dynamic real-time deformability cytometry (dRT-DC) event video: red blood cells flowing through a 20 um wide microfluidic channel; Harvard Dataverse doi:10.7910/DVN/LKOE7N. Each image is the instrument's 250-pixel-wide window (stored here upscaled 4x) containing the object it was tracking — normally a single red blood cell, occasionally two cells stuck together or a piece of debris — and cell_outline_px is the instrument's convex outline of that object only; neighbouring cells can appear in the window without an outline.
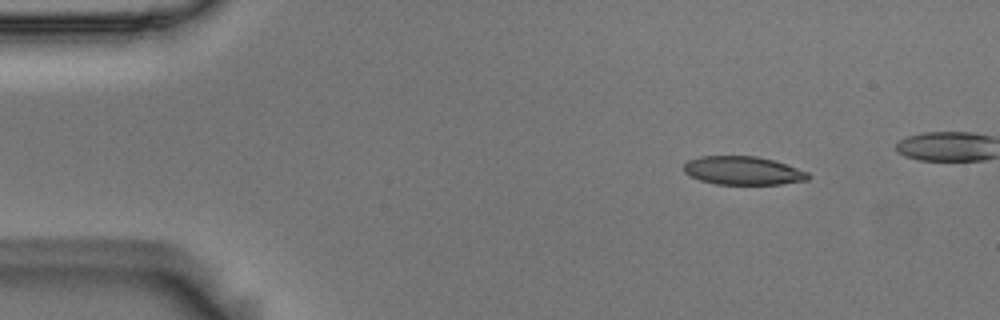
{"species": "Egyptian fruit bat (a non-hibernating species)", "species_latin": "Rousettus aegyptiacus", "temperature_condition": "room temperature", "stored_images_in_passage": 5, "camera_frame_rate_fps": 3000, "um_per_image_px": 0.085, "animal": {"sex": "male"}, "frame": {"image": 1, "passage_image": 1, "time_ms": 0.0, "image_size_px": [1000, 320], "cell_outline_px": [[812, 176], [808, 180], [780, 184], [716, 184], [700, 180], [684, 172], [684, 164], [688, 160], [700, 156], [756, 156], [772, 160], [808, 172]], "centroid_in_image_um": [63.15, 14.5], "position_along_channel_um": 21.8, "area_um2": 20.46}}
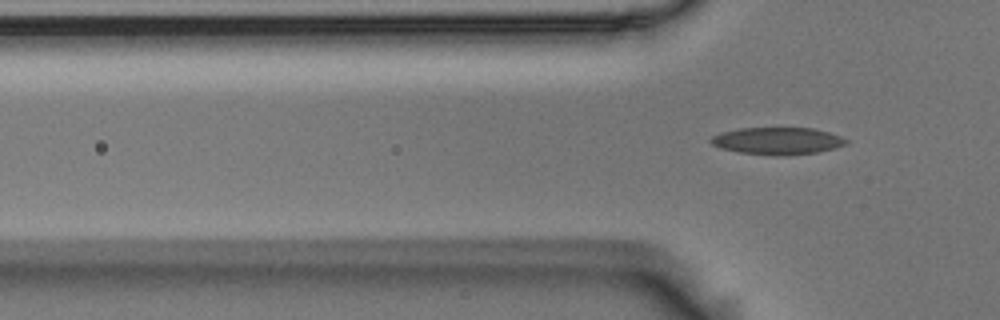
{"frame": {"image": 2, "passage_image": 5, "time_ms": 1.333, "image_size_px": [1000, 320], "cell_outline_px": [[848, 144], [816, 152], [784, 156], [776, 156], [740, 152], [720, 148], [712, 144], [708, 140], [712, 136], [724, 132], [740, 128], [812, 128], [828, 132], [840, 136], [848, 140]], "centroid_in_image_um": [66.08, 11.98], "position_along_channel_um": 59.7, "area_um2": 21.27}}